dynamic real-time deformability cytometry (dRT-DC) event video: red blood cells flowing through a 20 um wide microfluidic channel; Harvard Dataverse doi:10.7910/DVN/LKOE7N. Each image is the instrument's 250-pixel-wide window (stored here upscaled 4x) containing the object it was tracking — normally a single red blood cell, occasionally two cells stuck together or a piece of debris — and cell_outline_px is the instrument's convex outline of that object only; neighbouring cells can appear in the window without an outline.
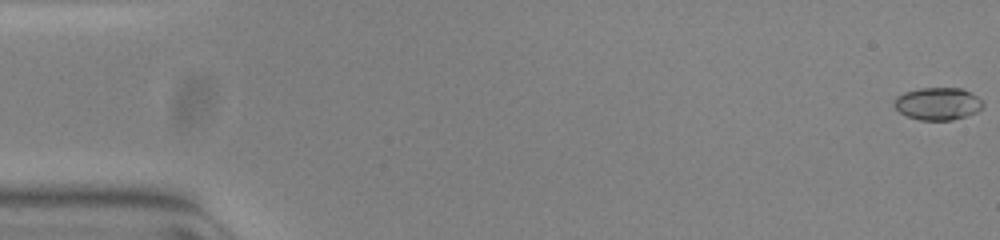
{"species": "common noctule bat (a hibernating species)", "species_latin": "Nyctalus noctula", "temperature_condition": "warm", "stored_images_in_passage": 54, "camera_frame_rate_fps": 3000, "um_per_image_px": 0.085, "animal": {"sex": "female", "body_mass_g": 23.0, "forearm_length_mm": 53.4}, "frame": {"image": 1, "passage_image": 1, "time_ms": 0.0, "image_size_px": [1000, 240], "cell_outline_px": [[984, 108], [976, 112], [952, 120], [920, 120], [908, 116], [900, 112], [892, 104], [896, 96], [904, 92], [920, 88], [960, 88], [976, 96], [984, 104]], "centroid_in_image_um": [79.69, 8.81], "position_along_channel_um": 5.3, "area_um2": 16.7}}
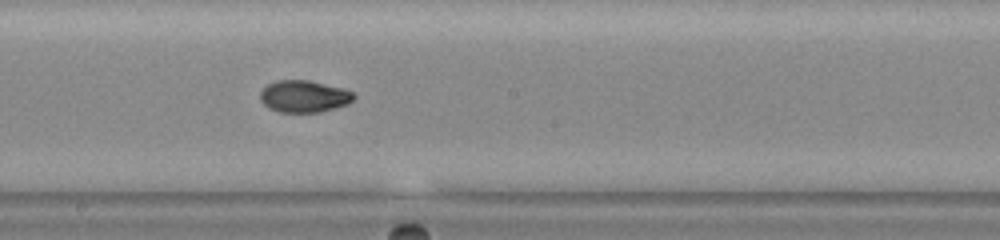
{"frame": {"image": 2, "passage_image": 30, "time_ms": 9.667, "image_size_px": [1000, 240], "cell_outline_px": [[356, 96], [348, 104], [320, 112], [280, 112], [268, 108], [260, 100], [260, 92], [268, 84], [276, 80], [308, 80], [340, 88], [352, 92]], "centroid_in_image_um": [25.81, 8.19], "position_along_channel_um": 222.4, "area_um2": 17.28}}
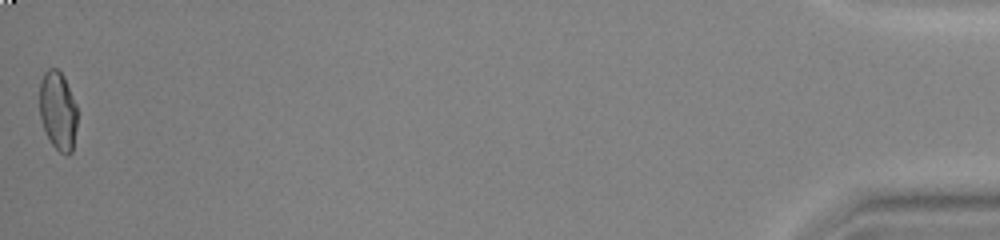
{"frame": {"image": 3, "passage_image": 54, "time_ms": 17.667, "image_size_px": [1000, 240], "cell_outline_px": [[76, 128], [72, 152], [68, 156], [60, 152], [52, 144], [44, 128], [40, 116], [40, 84], [44, 72], [48, 68], [56, 68], [64, 76], [76, 104]], "centroid_in_image_um": [4.93, 9.4], "position_along_channel_um": 430.3, "area_um2": 17.17}, "authors_computed_cell_mechanics": {"area_um2": 17.2822, "velocity_mm_per_s": 3.8595, "shape_relaxation_time_tau1_ms": 7.1796, "shape_relaxation_time_tau2_ms": 1.9075, "deformation_change_tau1": 0.2021, "deformation_change_tau2": 0.0482}}